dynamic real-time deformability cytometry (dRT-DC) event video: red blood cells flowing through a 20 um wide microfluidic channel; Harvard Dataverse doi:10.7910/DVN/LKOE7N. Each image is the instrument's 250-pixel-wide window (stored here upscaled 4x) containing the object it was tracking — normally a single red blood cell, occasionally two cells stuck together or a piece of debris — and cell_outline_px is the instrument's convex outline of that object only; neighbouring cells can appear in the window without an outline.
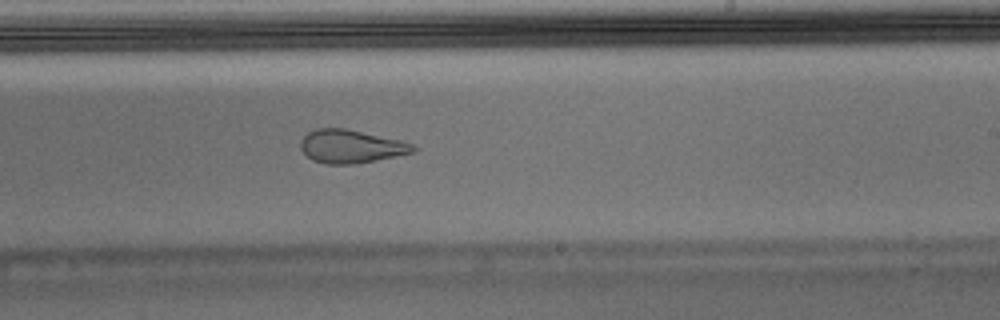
{"species": "Egyptian fruit bat (a non-hibernating species)", "species_latin": "Rousettus aegyptiacus", "temperature_condition": "warm", "stored_images_in_passage": 51, "camera_frame_rate_fps": 3000, "um_per_image_px": 0.085, "animal": {"sex": "male"}, "frame": {"image": 1, "passage_image": 30, "time_ms": 9.667, "image_size_px": [1000, 320], "cell_outline_px": [[416, 152], [376, 160], [352, 164], [328, 164], [312, 160], [300, 148], [300, 140], [308, 132], [316, 128], [344, 128], [400, 140], [412, 144], [416, 148]], "centroid_in_image_um": [29.81, 12.44], "position_along_channel_um": 259.2, "area_um2": 21.68}, "authors_computed_cell_mechanics": {"area_um2": 24.3916, "velocity_mm_per_s": 3.9962, "shape_relaxation_time_tau1_ms": null, "shape_relaxation_time_tau2_ms": 1.3353, "deformation_change_tau1": null, "deformation_change_tau2": 0.0997}}